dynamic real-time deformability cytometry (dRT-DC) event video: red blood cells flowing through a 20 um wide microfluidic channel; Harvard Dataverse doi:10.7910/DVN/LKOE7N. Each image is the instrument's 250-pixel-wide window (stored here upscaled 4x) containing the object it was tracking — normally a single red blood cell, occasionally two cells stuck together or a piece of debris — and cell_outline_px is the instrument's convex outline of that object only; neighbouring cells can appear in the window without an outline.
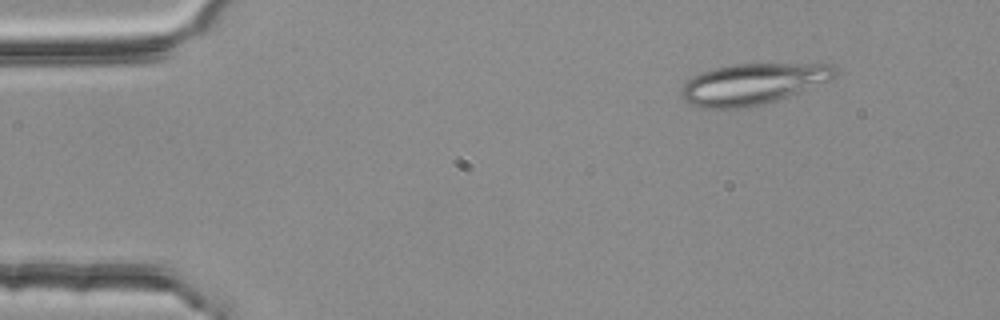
{"species": "common noctule bat (a hibernating species)", "species_latin": "Nyctalus noctula", "temperature_condition": "room temperature", "stored_images_in_passage": 4, "camera_frame_rate_fps": 3000, "um_per_image_px": 0.085, "animal": {"sex": "female", "body_mass_g": 25.1}, "frame": {"image": 1, "passage_image": 1, "time_ms": 0.0, "image_size_px": [1000, 320], "cell_outline_px": [[840, 72], [836, 80], [776, 100], [748, 108], [700, 108], [688, 104], [680, 96], [680, 92], [684, 84], [692, 76], [700, 72], [712, 68], [732, 64], [832, 64]], "centroid_in_image_um": [64.03, 7.13], "position_along_channel_um": 21.0, "area_um2": 37.45}}